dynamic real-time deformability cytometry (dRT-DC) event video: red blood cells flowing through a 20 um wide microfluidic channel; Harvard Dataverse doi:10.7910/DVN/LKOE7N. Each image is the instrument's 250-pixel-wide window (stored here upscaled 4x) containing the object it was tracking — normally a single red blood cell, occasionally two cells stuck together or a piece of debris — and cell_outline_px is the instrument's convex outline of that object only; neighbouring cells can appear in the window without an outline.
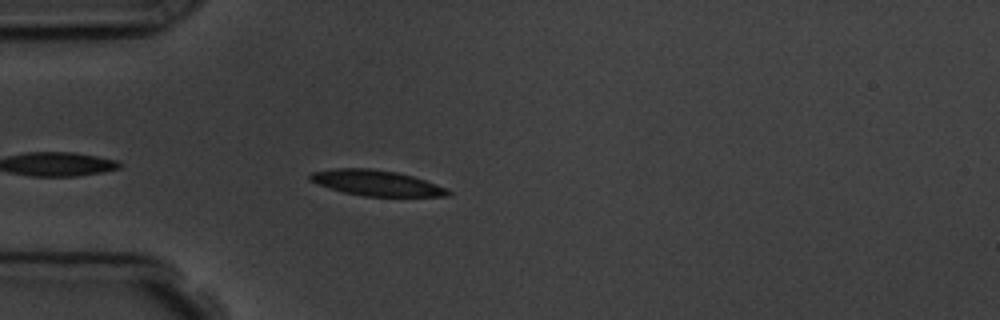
{"species": "common noctule bat (a hibernating species)", "species_latin": "Nyctalus noctula", "temperature_condition": "room temperature", "stored_images_in_passage": 4, "camera_frame_rate_fps": 3000, "um_per_image_px": 0.085, "animal": {"sex": "male", "body_mass_g": 19.5, "forearm_length_mm": 54.6}, "frame": {"image": 1, "passage_image": 4, "time_ms": 4.667, "image_size_px": [1000, 320], "cell_outline_px": [[452, 196], [364, 196], [344, 192], [316, 184], [308, 180], [308, 176], [312, 172], [336, 168], [372, 168], [396, 172], [412, 176], [436, 184], [452, 192]], "centroid_in_image_um": [31.96, 15.55], "position_along_channel_um": 53.0, "area_um2": 20.46}}